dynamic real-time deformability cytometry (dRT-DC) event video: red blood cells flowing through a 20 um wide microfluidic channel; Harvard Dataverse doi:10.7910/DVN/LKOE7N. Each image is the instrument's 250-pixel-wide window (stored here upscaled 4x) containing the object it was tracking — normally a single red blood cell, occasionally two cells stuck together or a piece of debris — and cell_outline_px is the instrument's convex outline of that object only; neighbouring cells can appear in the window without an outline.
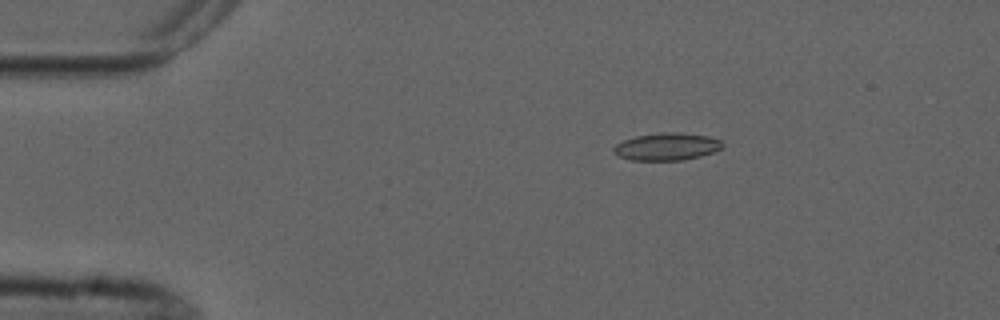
{"species": "common noctule bat (a hibernating species)", "species_latin": "Nyctalus noctula", "temperature_condition": "cold", "stored_images_in_passage": 6, "camera_frame_rate_fps": 3000, "um_per_image_px": 0.085, "animal": {"sex": "male", "forearm_length_mm": 52.5}, "frame": {"image": 1, "passage_image": 1, "time_ms": 0.0, "image_size_px": [1000, 320], "cell_outline_px": [[724, 144], [720, 148], [712, 152], [700, 156], [684, 160], [632, 160], [620, 156], [612, 152], [612, 148], [616, 144], [624, 140], [636, 136], [664, 132], [676, 132], [708, 136], [720, 140]], "centroid_in_image_um": [56.66, 12.46], "position_along_channel_um": 28.3, "area_um2": 17.22}}
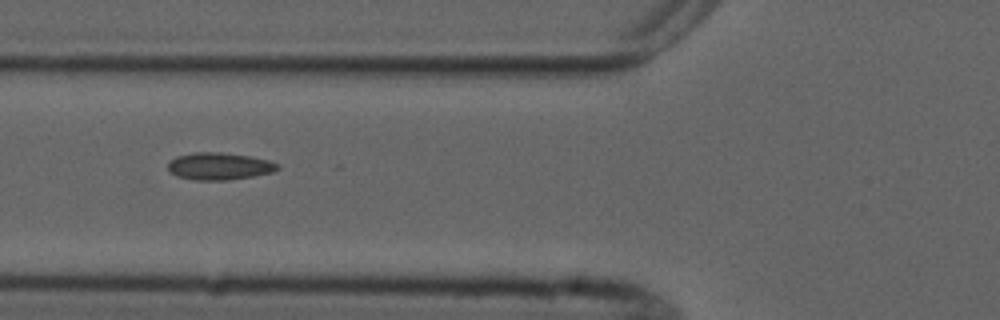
{"frame": {"image": 2, "passage_image": 4, "time_ms": 3.667, "image_size_px": [1000, 320], "cell_outline_px": [[280, 168], [272, 172], [252, 176], [228, 180], [196, 180], [176, 176], [168, 172], [168, 164], [176, 156], [192, 152], [220, 152], [252, 156], [268, 160], [276, 164]], "centroid_in_image_um": [18.6, 14.12], "position_along_channel_um": 107.2, "area_um2": 17.4}}
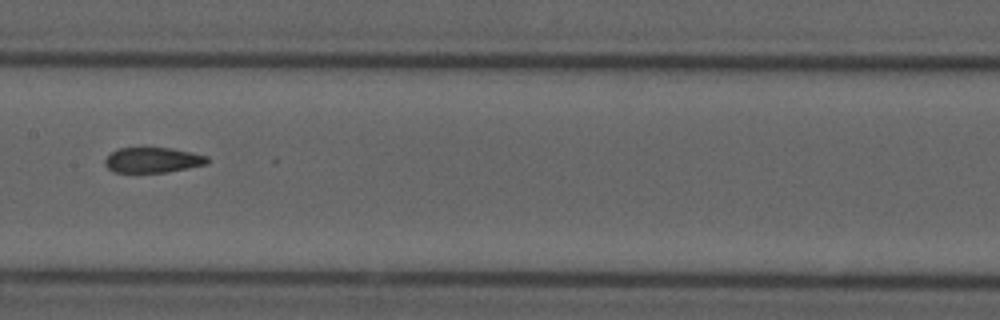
{"frame": {"image": 3, "passage_image": 6, "time_ms": 6.0, "image_size_px": [1000, 320], "cell_outline_px": [[208, 164], [168, 172], [112, 172], [104, 164], [104, 160], [116, 148], [172, 148], [192, 152], [208, 156]], "centroid_in_image_um": [12.99, 13.6], "position_along_channel_um": 194.4, "area_um2": 15.14}}